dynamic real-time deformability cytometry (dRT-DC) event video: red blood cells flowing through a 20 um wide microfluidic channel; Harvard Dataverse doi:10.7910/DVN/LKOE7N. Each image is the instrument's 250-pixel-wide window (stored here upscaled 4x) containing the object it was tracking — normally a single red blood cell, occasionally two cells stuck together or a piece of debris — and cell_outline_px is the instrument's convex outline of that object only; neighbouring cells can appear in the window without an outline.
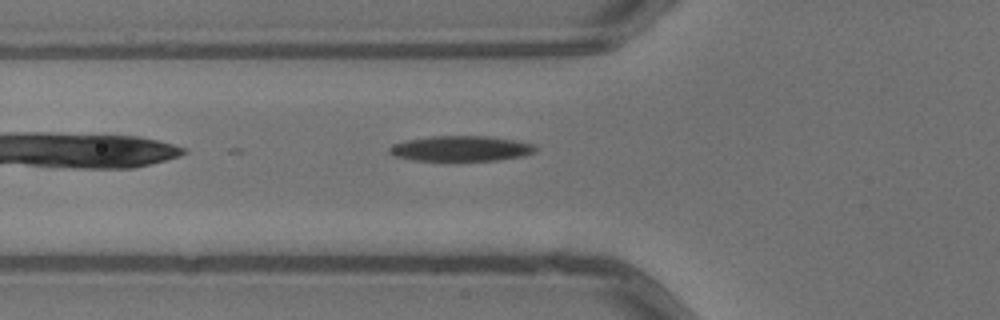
{"species": "common noctule bat (a hibernating species)", "species_latin": "Nyctalus noctula", "temperature_condition": "warm", "stored_images_in_passage": 3, "camera_frame_rate_fps": 3000, "um_per_image_px": 0.085, "animal": {"sex": "male", "body_mass_g": 13.3}, "frame": {"image": 1, "passage_image": 3, "time_ms": 0.667, "image_size_px": [1000, 320], "cell_outline_px": [[540, 148], [536, 152], [524, 156], [496, 160], [456, 164], [412, 160], [392, 156], [388, 152], [388, 148], [392, 144], [404, 140], [428, 136], [492, 136], [516, 140], [532, 144]], "centroid_in_image_um": [39.14, 12.67], "position_along_channel_um": 86.7, "area_um2": 23.12}}